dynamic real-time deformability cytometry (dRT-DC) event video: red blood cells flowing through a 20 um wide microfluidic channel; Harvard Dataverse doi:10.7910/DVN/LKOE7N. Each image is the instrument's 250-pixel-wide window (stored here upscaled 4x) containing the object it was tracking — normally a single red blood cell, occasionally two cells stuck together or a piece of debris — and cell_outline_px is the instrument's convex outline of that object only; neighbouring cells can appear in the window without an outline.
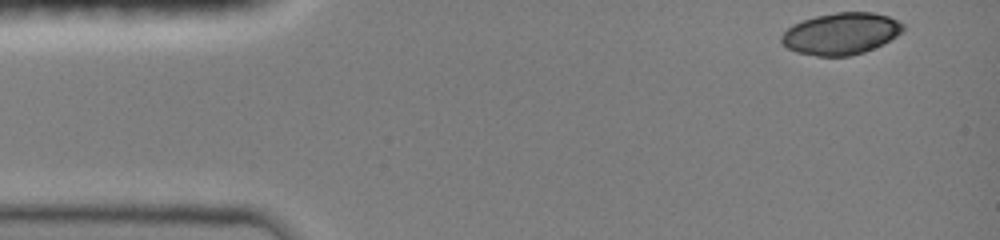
{"species": "common noctule bat (a hibernating species)", "species_latin": "Nyctalus noctula", "temperature_condition": "room temperature", "stored_images_in_passage": 25, "camera_frame_rate_fps": 3000, "um_per_image_px": 0.085, "animal": {"sex": "female", "body_mass_g": 19.0, "forearm_length_mm": 51.5}, "frame": {"image": 1, "passage_image": 1, "time_ms": 0.0, "image_size_px": [1000, 240], "cell_outline_px": [[904, 28], [896, 36], [864, 52], [848, 56], [816, 56], [796, 52], [788, 48], [780, 40], [780, 36], [792, 24], [816, 16], [836, 12], [872, 12], [888, 16], [904, 24]], "centroid_in_image_um": [71.45, 2.85], "position_along_channel_um": 13.6, "area_um2": 29.3}}